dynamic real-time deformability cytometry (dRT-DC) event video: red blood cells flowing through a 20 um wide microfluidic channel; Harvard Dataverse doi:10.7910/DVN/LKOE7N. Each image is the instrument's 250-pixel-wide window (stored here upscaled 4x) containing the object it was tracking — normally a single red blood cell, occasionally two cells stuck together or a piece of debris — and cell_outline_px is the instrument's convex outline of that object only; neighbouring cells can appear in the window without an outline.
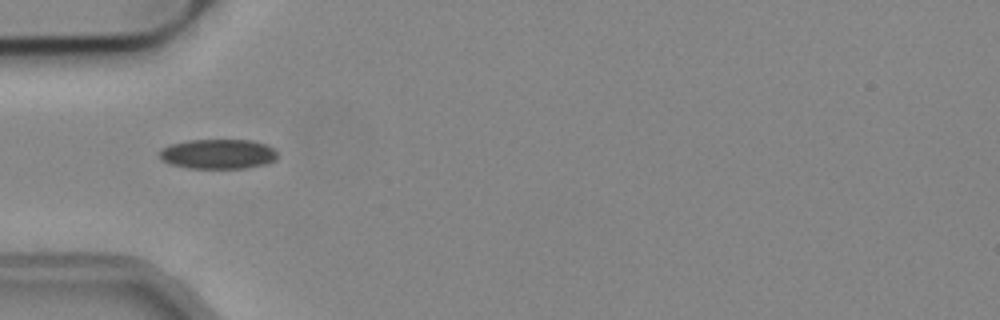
{"species": "common noctule bat (a hibernating species)", "species_latin": "Nyctalus noctula", "temperature_condition": "cold", "stored_images_in_passage": 6, "camera_frame_rate_fps": 3000, "um_per_image_px": 0.085, "animal": {"sex": "male", "body_mass_g": 19.2, "forearm_length_mm": 51.8}, "frame": {"image": 1, "passage_image": 1, "time_ms": 0.0, "image_size_px": [1000, 320], "cell_outline_px": [[276, 160], [268, 164], [244, 168], [188, 168], [172, 164], [160, 160], [160, 148], [168, 144], [188, 140], [252, 140], [268, 144], [276, 148]], "centroid_in_image_um": [18.55, 13.08], "position_along_channel_um": 66.4, "area_um2": 20.81}}